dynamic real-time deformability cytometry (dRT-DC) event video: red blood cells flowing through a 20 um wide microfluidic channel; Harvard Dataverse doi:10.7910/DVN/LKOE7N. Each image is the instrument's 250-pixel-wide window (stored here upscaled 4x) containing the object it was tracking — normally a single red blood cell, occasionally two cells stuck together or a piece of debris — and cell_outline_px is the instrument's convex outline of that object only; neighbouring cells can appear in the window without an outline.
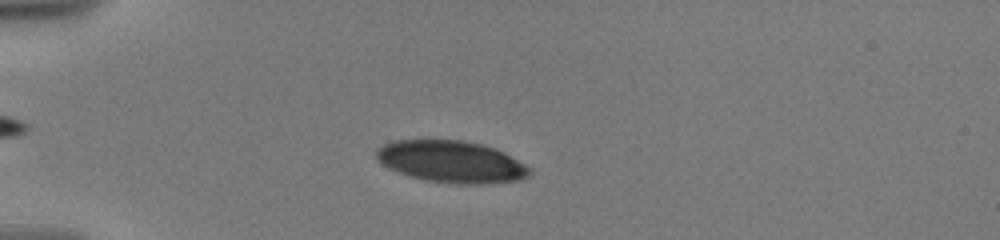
{"species": "human", "species_latin": "Homo sapiens", "temperature_condition": "warm", "stored_images_in_passage": 33, "camera_frame_rate_fps": 3000, "um_per_image_px": 0.085, "donor": {"sex": "male"}, "frame": {"image": 1, "passage_image": 26, "time_ms": 5.0, "image_size_px": [1000, 240], "cell_outline_px": [[532, 172], [528, 176], [520, 180], [484, 184], [456, 184], [428, 180], [412, 176], [400, 172], [384, 164], [376, 156], [376, 148], [392, 140], [460, 140], [480, 144], [504, 152], [532, 168]], "centroid_in_image_um": [38.41, 13.74], "position_along_channel_um": 46.6, "area_um2": 37.05}}